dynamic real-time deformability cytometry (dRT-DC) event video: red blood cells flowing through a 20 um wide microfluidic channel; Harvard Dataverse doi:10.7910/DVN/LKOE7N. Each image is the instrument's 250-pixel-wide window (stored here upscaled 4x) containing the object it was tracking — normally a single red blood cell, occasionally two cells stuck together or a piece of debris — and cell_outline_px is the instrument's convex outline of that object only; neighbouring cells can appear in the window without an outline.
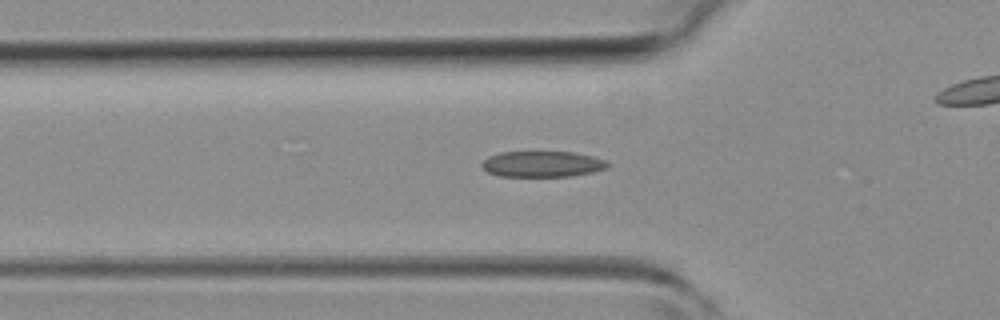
{"species": "common noctule bat (a hibernating species)", "species_latin": "Nyctalus noctula", "temperature_condition": "room temperature", "stored_images_in_passage": 44, "camera_frame_rate_fps": 3000, "um_per_image_px": 0.085, "animal": {"sex": "female", "body_mass_g": 19.3, "forearm_length_mm": 54.1}, "frame": {"image": 1, "passage_image": 15, "time_ms": 4.667, "image_size_px": [1000, 320], "cell_outline_px": [[608, 164], [604, 168], [592, 172], [572, 176], [500, 176], [488, 172], [480, 164], [488, 156], [500, 152], [572, 152], [592, 156], [608, 160]], "centroid_in_image_um": [46.08, 13.94], "position_along_channel_um": 79.7, "area_um2": 18.84}}
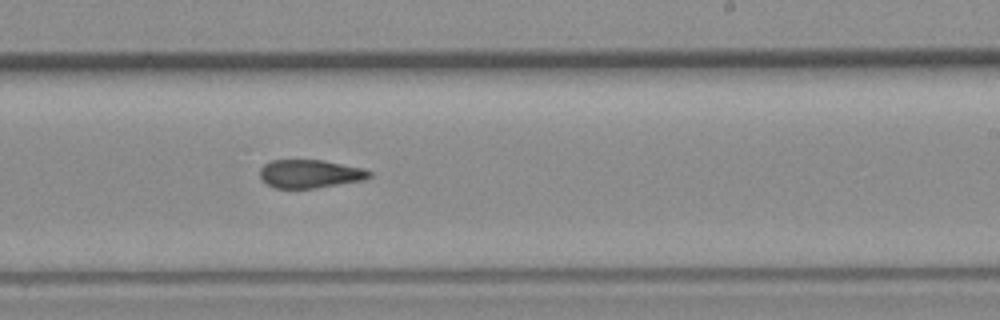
{"frame": {"image": 2, "passage_image": 27, "time_ms": 8.667, "image_size_px": [1000, 320], "cell_outline_px": [[372, 176], [364, 180], [316, 188], [276, 188], [260, 180], [260, 168], [264, 164], [272, 160], [320, 160], [364, 168], [372, 172]], "centroid_in_image_um": [26.35, 14.77], "position_along_channel_um": 262.7, "area_um2": 18.09}}
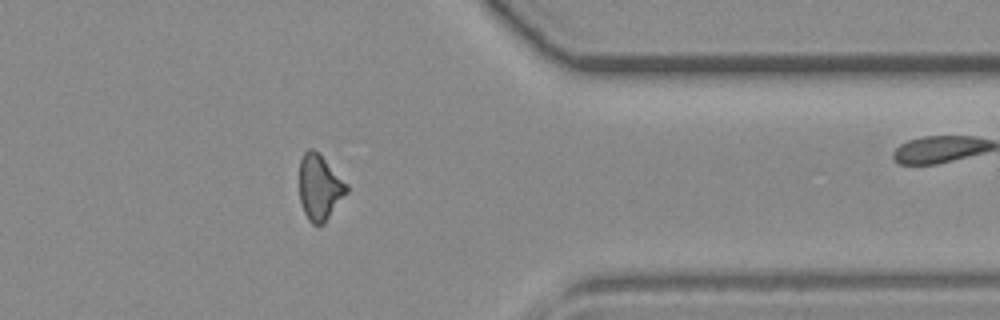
{"frame": {"image": 3, "passage_image": 36, "time_ms": 11.667, "image_size_px": [1000, 320], "cell_outline_px": [[348, 192], [324, 224], [320, 228], [312, 224], [308, 220], [300, 204], [300, 160], [304, 152], [308, 148], [312, 148], [348, 184]], "centroid_in_image_um": [27.16, 15.99], "position_along_channel_um": 384.2, "area_um2": 18.03}}